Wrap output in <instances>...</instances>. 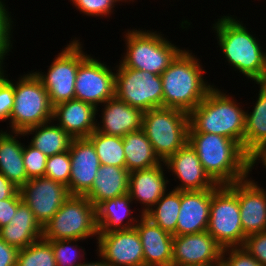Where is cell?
<instances>
[{
    "mask_svg": "<svg viewBox=\"0 0 266 266\" xmlns=\"http://www.w3.org/2000/svg\"><path fill=\"white\" fill-rule=\"evenodd\" d=\"M188 143L217 185H230L252 174L253 159L235 140L218 134L195 132L189 126Z\"/></svg>",
    "mask_w": 266,
    "mask_h": 266,
    "instance_id": "6da1fadb",
    "label": "cell"
},
{
    "mask_svg": "<svg viewBox=\"0 0 266 266\" xmlns=\"http://www.w3.org/2000/svg\"><path fill=\"white\" fill-rule=\"evenodd\" d=\"M212 27L219 50L229 66L254 83L266 82V52L258 38L237 17L223 15Z\"/></svg>",
    "mask_w": 266,
    "mask_h": 266,
    "instance_id": "7a4b0ae2",
    "label": "cell"
},
{
    "mask_svg": "<svg viewBox=\"0 0 266 266\" xmlns=\"http://www.w3.org/2000/svg\"><path fill=\"white\" fill-rule=\"evenodd\" d=\"M185 48L160 75L163 89V107L175 108L189 114L214 86L204 79L207 73L200 59Z\"/></svg>",
    "mask_w": 266,
    "mask_h": 266,
    "instance_id": "3957f363",
    "label": "cell"
},
{
    "mask_svg": "<svg viewBox=\"0 0 266 266\" xmlns=\"http://www.w3.org/2000/svg\"><path fill=\"white\" fill-rule=\"evenodd\" d=\"M215 85L189 114V126L195 132L222 135L237 141L243 148L245 115L243 106ZM242 106V107H241Z\"/></svg>",
    "mask_w": 266,
    "mask_h": 266,
    "instance_id": "277c9868",
    "label": "cell"
},
{
    "mask_svg": "<svg viewBox=\"0 0 266 266\" xmlns=\"http://www.w3.org/2000/svg\"><path fill=\"white\" fill-rule=\"evenodd\" d=\"M124 33L126 51L119 62L127 68L161 75L182 51L161 32L133 28Z\"/></svg>",
    "mask_w": 266,
    "mask_h": 266,
    "instance_id": "5b68a950",
    "label": "cell"
},
{
    "mask_svg": "<svg viewBox=\"0 0 266 266\" xmlns=\"http://www.w3.org/2000/svg\"><path fill=\"white\" fill-rule=\"evenodd\" d=\"M142 129L164 162L188 143L189 117L179 109L154 108L143 112Z\"/></svg>",
    "mask_w": 266,
    "mask_h": 266,
    "instance_id": "8992f818",
    "label": "cell"
},
{
    "mask_svg": "<svg viewBox=\"0 0 266 266\" xmlns=\"http://www.w3.org/2000/svg\"><path fill=\"white\" fill-rule=\"evenodd\" d=\"M19 76L14 81V106L8 119L9 132H23L53 120V107L41 81L32 71Z\"/></svg>",
    "mask_w": 266,
    "mask_h": 266,
    "instance_id": "52a82bcc",
    "label": "cell"
},
{
    "mask_svg": "<svg viewBox=\"0 0 266 266\" xmlns=\"http://www.w3.org/2000/svg\"><path fill=\"white\" fill-rule=\"evenodd\" d=\"M98 238L96 207L84 195H70L43 226L45 240Z\"/></svg>",
    "mask_w": 266,
    "mask_h": 266,
    "instance_id": "ba28073f",
    "label": "cell"
},
{
    "mask_svg": "<svg viewBox=\"0 0 266 266\" xmlns=\"http://www.w3.org/2000/svg\"><path fill=\"white\" fill-rule=\"evenodd\" d=\"M207 232L222 248L243 246L246 236L240 219L238 182L211 189Z\"/></svg>",
    "mask_w": 266,
    "mask_h": 266,
    "instance_id": "9c48e42d",
    "label": "cell"
},
{
    "mask_svg": "<svg viewBox=\"0 0 266 266\" xmlns=\"http://www.w3.org/2000/svg\"><path fill=\"white\" fill-rule=\"evenodd\" d=\"M69 42L48 66L47 73L32 71L46 89L52 107L74 99L77 69L88 56L78 38Z\"/></svg>",
    "mask_w": 266,
    "mask_h": 266,
    "instance_id": "30bf717a",
    "label": "cell"
},
{
    "mask_svg": "<svg viewBox=\"0 0 266 266\" xmlns=\"http://www.w3.org/2000/svg\"><path fill=\"white\" fill-rule=\"evenodd\" d=\"M115 96L128 105L146 112L163 107V89L160 75L115 66Z\"/></svg>",
    "mask_w": 266,
    "mask_h": 266,
    "instance_id": "8fae6325",
    "label": "cell"
},
{
    "mask_svg": "<svg viewBox=\"0 0 266 266\" xmlns=\"http://www.w3.org/2000/svg\"><path fill=\"white\" fill-rule=\"evenodd\" d=\"M115 71L100 59L88 55L77 69L74 99L99 105L115 97Z\"/></svg>",
    "mask_w": 266,
    "mask_h": 266,
    "instance_id": "7c38bea8",
    "label": "cell"
},
{
    "mask_svg": "<svg viewBox=\"0 0 266 266\" xmlns=\"http://www.w3.org/2000/svg\"><path fill=\"white\" fill-rule=\"evenodd\" d=\"M19 191L42 228L70 196L67 186L45 176L29 179Z\"/></svg>",
    "mask_w": 266,
    "mask_h": 266,
    "instance_id": "4fadbf2b",
    "label": "cell"
},
{
    "mask_svg": "<svg viewBox=\"0 0 266 266\" xmlns=\"http://www.w3.org/2000/svg\"><path fill=\"white\" fill-rule=\"evenodd\" d=\"M222 249L207 231L173 236L171 266L221 265Z\"/></svg>",
    "mask_w": 266,
    "mask_h": 266,
    "instance_id": "5bb4252c",
    "label": "cell"
},
{
    "mask_svg": "<svg viewBox=\"0 0 266 266\" xmlns=\"http://www.w3.org/2000/svg\"><path fill=\"white\" fill-rule=\"evenodd\" d=\"M97 253L111 266H144L143 246L135 228L98 233Z\"/></svg>",
    "mask_w": 266,
    "mask_h": 266,
    "instance_id": "9a60e30c",
    "label": "cell"
},
{
    "mask_svg": "<svg viewBox=\"0 0 266 266\" xmlns=\"http://www.w3.org/2000/svg\"><path fill=\"white\" fill-rule=\"evenodd\" d=\"M166 173L171 172L180 181L173 189L179 191H201L214 189L218 185L210 178L202 166L196 151L187 143L165 161Z\"/></svg>",
    "mask_w": 266,
    "mask_h": 266,
    "instance_id": "2e32d148",
    "label": "cell"
},
{
    "mask_svg": "<svg viewBox=\"0 0 266 266\" xmlns=\"http://www.w3.org/2000/svg\"><path fill=\"white\" fill-rule=\"evenodd\" d=\"M69 154L71 159L69 194L85 195L93 186L100 167L95 147L88 138H73Z\"/></svg>",
    "mask_w": 266,
    "mask_h": 266,
    "instance_id": "e0dca14e",
    "label": "cell"
},
{
    "mask_svg": "<svg viewBox=\"0 0 266 266\" xmlns=\"http://www.w3.org/2000/svg\"><path fill=\"white\" fill-rule=\"evenodd\" d=\"M249 176L238 181V203L244 235L266 231V189Z\"/></svg>",
    "mask_w": 266,
    "mask_h": 266,
    "instance_id": "ac0fdd59",
    "label": "cell"
},
{
    "mask_svg": "<svg viewBox=\"0 0 266 266\" xmlns=\"http://www.w3.org/2000/svg\"><path fill=\"white\" fill-rule=\"evenodd\" d=\"M165 164L129 172L128 194L134 203L141 204V215H145L169 190L170 182L165 175Z\"/></svg>",
    "mask_w": 266,
    "mask_h": 266,
    "instance_id": "d6986e66",
    "label": "cell"
},
{
    "mask_svg": "<svg viewBox=\"0 0 266 266\" xmlns=\"http://www.w3.org/2000/svg\"><path fill=\"white\" fill-rule=\"evenodd\" d=\"M211 205V189L180 191V212L175 236L207 231Z\"/></svg>",
    "mask_w": 266,
    "mask_h": 266,
    "instance_id": "ffe728a7",
    "label": "cell"
},
{
    "mask_svg": "<svg viewBox=\"0 0 266 266\" xmlns=\"http://www.w3.org/2000/svg\"><path fill=\"white\" fill-rule=\"evenodd\" d=\"M97 108L87 102L72 99L53 107V121L72 138H87L96 130Z\"/></svg>",
    "mask_w": 266,
    "mask_h": 266,
    "instance_id": "44dd1931",
    "label": "cell"
},
{
    "mask_svg": "<svg viewBox=\"0 0 266 266\" xmlns=\"http://www.w3.org/2000/svg\"><path fill=\"white\" fill-rule=\"evenodd\" d=\"M140 237L144 253V266H171L173 235L162 230L145 215L134 227Z\"/></svg>",
    "mask_w": 266,
    "mask_h": 266,
    "instance_id": "7402d4cb",
    "label": "cell"
},
{
    "mask_svg": "<svg viewBox=\"0 0 266 266\" xmlns=\"http://www.w3.org/2000/svg\"><path fill=\"white\" fill-rule=\"evenodd\" d=\"M101 107H104L101 116L99 115L102 119L96 122V131L124 137L142 128L143 112L119 100L116 96L107 100Z\"/></svg>",
    "mask_w": 266,
    "mask_h": 266,
    "instance_id": "603a6c76",
    "label": "cell"
},
{
    "mask_svg": "<svg viewBox=\"0 0 266 266\" xmlns=\"http://www.w3.org/2000/svg\"><path fill=\"white\" fill-rule=\"evenodd\" d=\"M132 204L133 201L128 193L100 203L96 207L98 233H111L134 228L142 215H138L137 218L135 215L133 216Z\"/></svg>",
    "mask_w": 266,
    "mask_h": 266,
    "instance_id": "cb8c5ba5",
    "label": "cell"
},
{
    "mask_svg": "<svg viewBox=\"0 0 266 266\" xmlns=\"http://www.w3.org/2000/svg\"><path fill=\"white\" fill-rule=\"evenodd\" d=\"M0 238L18 250L42 238V227L23 200L9 224L0 228Z\"/></svg>",
    "mask_w": 266,
    "mask_h": 266,
    "instance_id": "d4e9b609",
    "label": "cell"
},
{
    "mask_svg": "<svg viewBox=\"0 0 266 266\" xmlns=\"http://www.w3.org/2000/svg\"><path fill=\"white\" fill-rule=\"evenodd\" d=\"M260 89L252 112L247 109L243 150L254 159L266 149V82L256 83Z\"/></svg>",
    "mask_w": 266,
    "mask_h": 266,
    "instance_id": "484cf974",
    "label": "cell"
},
{
    "mask_svg": "<svg viewBox=\"0 0 266 266\" xmlns=\"http://www.w3.org/2000/svg\"><path fill=\"white\" fill-rule=\"evenodd\" d=\"M22 132L0 130V173L19 189L29 180L23 162Z\"/></svg>",
    "mask_w": 266,
    "mask_h": 266,
    "instance_id": "4316f807",
    "label": "cell"
},
{
    "mask_svg": "<svg viewBox=\"0 0 266 266\" xmlns=\"http://www.w3.org/2000/svg\"><path fill=\"white\" fill-rule=\"evenodd\" d=\"M128 184L126 167L100 165L93 186L84 196L97 207L105 200L127 194Z\"/></svg>",
    "mask_w": 266,
    "mask_h": 266,
    "instance_id": "83f0119b",
    "label": "cell"
},
{
    "mask_svg": "<svg viewBox=\"0 0 266 266\" xmlns=\"http://www.w3.org/2000/svg\"><path fill=\"white\" fill-rule=\"evenodd\" d=\"M53 120L24 130L23 137L33 135L30 145L47 157L68 151L73 138Z\"/></svg>",
    "mask_w": 266,
    "mask_h": 266,
    "instance_id": "f1b7e54d",
    "label": "cell"
},
{
    "mask_svg": "<svg viewBox=\"0 0 266 266\" xmlns=\"http://www.w3.org/2000/svg\"><path fill=\"white\" fill-rule=\"evenodd\" d=\"M122 139L126 169L129 172L149 169L162 163L142 128L126 134Z\"/></svg>",
    "mask_w": 266,
    "mask_h": 266,
    "instance_id": "f546056e",
    "label": "cell"
},
{
    "mask_svg": "<svg viewBox=\"0 0 266 266\" xmlns=\"http://www.w3.org/2000/svg\"><path fill=\"white\" fill-rule=\"evenodd\" d=\"M180 212V191L166 192L157 203L145 214L154 224L162 230L175 236L177 220Z\"/></svg>",
    "mask_w": 266,
    "mask_h": 266,
    "instance_id": "4dcf8cb0",
    "label": "cell"
},
{
    "mask_svg": "<svg viewBox=\"0 0 266 266\" xmlns=\"http://www.w3.org/2000/svg\"><path fill=\"white\" fill-rule=\"evenodd\" d=\"M95 147L100 165L126 167L123 139L94 131L87 137Z\"/></svg>",
    "mask_w": 266,
    "mask_h": 266,
    "instance_id": "1f68e13d",
    "label": "cell"
},
{
    "mask_svg": "<svg viewBox=\"0 0 266 266\" xmlns=\"http://www.w3.org/2000/svg\"><path fill=\"white\" fill-rule=\"evenodd\" d=\"M16 266H56L51 243L41 238L19 249Z\"/></svg>",
    "mask_w": 266,
    "mask_h": 266,
    "instance_id": "d6a6232c",
    "label": "cell"
},
{
    "mask_svg": "<svg viewBox=\"0 0 266 266\" xmlns=\"http://www.w3.org/2000/svg\"><path fill=\"white\" fill-rule=\"evenodd\" d=\"M47 241L52 245L56 266H78L83 263L81 262L82 260H85L83 258L86 255L85 248L83 249V247L77 245V242L80 240L65 239Z\"/></svg>",
    "mask_w": 266,
    "mask_h": 266,
    "instance_id": "836d02e7",
    "label": "cell"
},
{
    "mask_svg": "<svg viewBox=\"0 0 266 266\" xmlns=\"http://www.w3.org/2000/svg\"><path fill=\"white\" fill-rule=\"evenodd\" d=\"M71 172V159L69 150L60 154L47 157L45 177L67 186L69 191V181Z\"/></svg>",
    "mask_w": 266,
    "mask_h": 266,
    "instance_id": "e575fe53",
    "label": "cell"
},
{
    "mask_svg": "<svg viewBox=\"0 0 266 266\" xmlns=\"http://www.w3.org/2000/svg\"><path fill=\"white\" fill-rule=\"evenodd\" d=\"M4 1L6 0H0V68L5 67L4 61L6 56H8L9 51L13 49V43L11 42H13L12 30L14 28V21Z\"/></svg>",
    "mask_w": 266,
    "mask_h": 266,
    "instance_id": "d590c367",
    "label": "cell"
},
{
    "mask_svg": "<svg viewBox=\"0 0 266 266\" xmlns=\"http://www.w3.org/2000/svg\"><path fill=\"white\" fill-rule=\"evenodd\" d=\"M72 1L73 7L79 10L80 13L89 17H107L114 12V9L119 0H69ZM118 2V3H117ZM117 3V4H116Z\"/></svg>",
    "mask_w": 266,
    "mask_h": 266,
    "instance_id": "8d00e7d4",
    "label": "cell"
},
{
    "mask_svg": "<svg viewBox=\"0 0 266 266\" xmlns=\"http://www.w3.org/2000/svg\"><path fill=\"white\" fill-rule=\"evenodd\" d=\"M46 161L47 156L40 150L30 144L23 145V162L28 179L44 177Z\"/></svg>",
    "mask_w": 266,
    "mask_h": 266,
    "instance_id": "74e56055",
    "label": "cell"
},
{
    "mask_svg": "<svg viewBox=\"0 0 266 266\" xmlns=\"http://www.w3.org/2000/svg\"><path fill=\"white\" fill-rule=\"evenodd\" d=\"M4 68H0V121L10 118L14 106V80L8 79Z\"/></svg>",
    "mask_w": 266,
    "mask_h": 266,
    "instance_id": "f35d334b",
    "label": "cell"
},
{
    "mask_svg": "<svg viewBox=\"0 0 266 266\" xmlns=\"http://www.w3.org/2000/svg\"><path fill=\"white\" fill-rule=\"evenodd\" d=\"M221 266H262L243 246L222 249Z\"/></svg>",
    "mask_w": 266,
    "mask_h": 266,
    "instance_id": "ab89813d",
    "label": "cell"
},
{
    "mask_svg": "<svg viewBox=\"0 0 266 266\" xmlns=\"http://www.w3.org/2000/svg\"><path fill=\"white\" fill-rule=\"evenodd\" d=\"M243 247L262 265L266 266V231L248 235Z\"/></svg>",
    "mask_w": 266,
    "mask_h": 266,
    "instance_id": "60d3db41",
    "label": "cell"
},
{
    "mask_svg": "<svg viewBox=\"0 0 266 266\" xmlns=\"http://www.w3.org/2000/svg\"><path fill=\"white\" fill-rule=\"evenodd\" d=\"M21 201L19 190L11 198L0 200V228L9 224Z\"/></svg>",
    "mask_w": 266,
    "mask_h": 266,
    "instance_id": "b9f144b4",
    "label": "cell"
},
{
    "mask_svg": "<svg viewBox=\"0 0 266 266\" xmlns=\"http://www.w3.org/2000/svg\"><path fill=\"white\" fill-rule=\"evenodd\" d=\"M18 249L0 238V266H16Z\"/></svg>",
    "mask_w": 266,
    "mask_h": 266,
    "instance_id": "7bdbcfd3",
    "label": "cell"
},
{
    "mask_svg": "<svg viewBox=\"0 0 266 266\" xmlns=\"http://www.w3.org/2000/svg\"><path fill=\"white\" fill-rule=\"evenodd\" d=\"M18 190V187L0 173V200L11 198Z\"/></svg>",
    "mask_w": 266,
    "mask_h": 266,
    "instance_id": "ee69618b",
    "label": "cell"
},
{
    "mask_svg": "<svg viewBox=\"0 0 266 266\" xmlns=\"http://www.w3.org/2000/svg\"><path fill=\"white\" fill-rule=\"evenodd\" d=\"M98 257H99V259L100 260H96V261H91V262H89V261H87V260H85V261H83V263L82 264H79L78 266H111L110 264H108L102 257H101V255L98 253V255H97ZM87 261V262H86Z\"/></svg>",
    "mask_w": 266,
    "mask_h": 266,
    "instance_id": "f6af8a7d",
    "label": "cell"
},
{
    "mask_svg": "<svg viewBox=\"0 0 266 266\" xmlns=\"http://www.w3.org/2000/svg\"><path fill=\"white\" fill-rule=\"evenodd\" d=\"M258 161V162H257ZM262 163L263 166H265L266 169V149L261 151L254 159H253V169L255 164Z\"/></svg>",
    "mask_w": 266,
    "mask_h": 266,
    "instance_id": "bcb514c9",
    "label": "cell"
},
{
    "mask_svg": "<svg viewBox=\"0 0 266 266\" xmlns=\"http://www.w3.org/2000/svg\"><path fill=\"white\" fill-rule=\"evenodd\" d=\"M128 1H129V3L132 1V2H134V0H119V2H126V3H128Z\"/></svg>",
    "mask_w": 266,
    "mask_h": 266,
    "instance_id": "7dc6e473",
    "label": "cell"
}]
</instances>
